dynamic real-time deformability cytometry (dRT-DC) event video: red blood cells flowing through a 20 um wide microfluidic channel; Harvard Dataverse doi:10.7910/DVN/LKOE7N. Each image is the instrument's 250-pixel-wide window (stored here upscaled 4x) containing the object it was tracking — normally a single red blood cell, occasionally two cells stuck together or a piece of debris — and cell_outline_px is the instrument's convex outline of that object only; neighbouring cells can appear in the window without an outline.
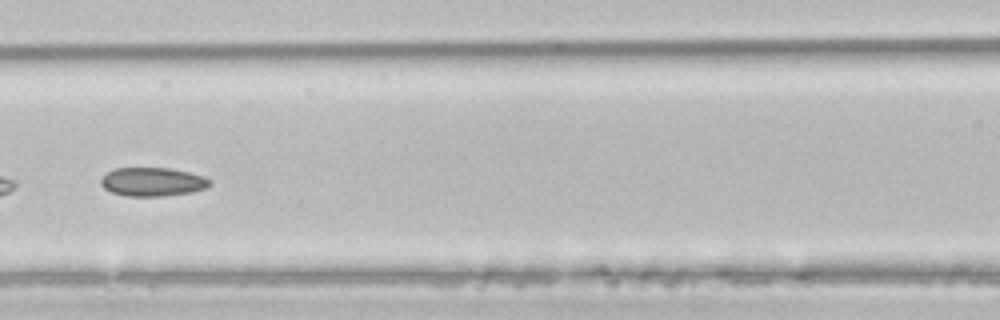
{"species": "common noctule bat (a hibernating species)", "species_latin": "Nyctalus noctula", "temperature_condition": "room temperature", "stored_images_in_passage": 4, "camera_frame_rate_fps": 3000, "um_per_image_px": 0.085, "animal": {"sex": "male", "body_mass_g": 21.5, "forearm_length_mm": 52.0}, "frame": {"image": 1, "passage_image": 4, "time_ms": 1.0, "image_size_px": [1000, 320], "cell_outline_px": [[212, 184], [208, 188], [192, 192], [164, 196], [124, 196], [112, 192], [104, 188], [100, 184], [100, 180], [108, 172], [116, 168], [172, 168], [204, 176], [212, 180]], "centroid_in_image_um": [13.01, 15.46], "position_along_channel_um": 153.6, "area_um2": 18.38}}